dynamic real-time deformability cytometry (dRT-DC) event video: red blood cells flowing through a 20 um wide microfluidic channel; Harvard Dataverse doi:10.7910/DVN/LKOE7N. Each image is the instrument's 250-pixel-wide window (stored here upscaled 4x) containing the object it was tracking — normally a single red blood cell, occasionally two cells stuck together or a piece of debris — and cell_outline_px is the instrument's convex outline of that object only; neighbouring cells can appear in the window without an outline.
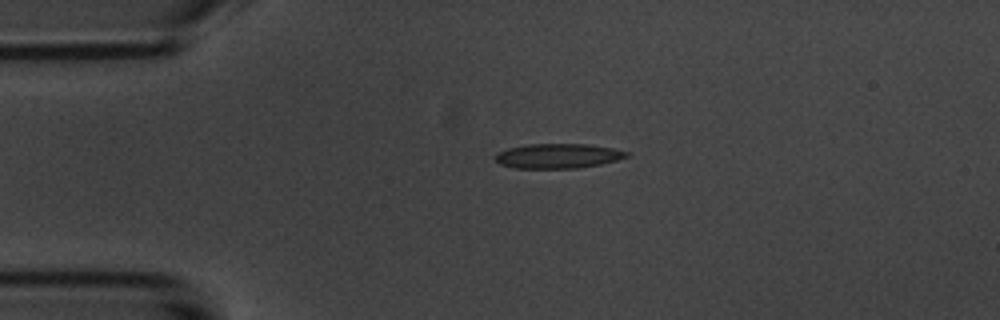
{"species": "common noctule bat (a hibernating species)", "species_latin": "Nyctalus noctula", "temperature_condition": "room temperature", "stored_images_in_passage": 2, "camera_frame_rate_fps": 3000, "um_per_image_px": 0.085, "animal": {"sex": "male", "body_mass_g": 20.1, "forearm_length_mm": 53.5}, "frame": {"image": 1, "passage_image": 1, "time_ms": 0.0, "image_size_px": [1000, 320], "cell_outline_px": [[628, 156], [616, 160], [600, 164], [580, 168], [516, 168], [500, 164], [496, 160], [496, 152], [508, 148], [528, 144], [588, 144], [612, 148], [628, 152]], "centroid_in_image_um": [47.41, 13.25], "position_along_channel_um": 37.6, "area_um2": 18.79}}